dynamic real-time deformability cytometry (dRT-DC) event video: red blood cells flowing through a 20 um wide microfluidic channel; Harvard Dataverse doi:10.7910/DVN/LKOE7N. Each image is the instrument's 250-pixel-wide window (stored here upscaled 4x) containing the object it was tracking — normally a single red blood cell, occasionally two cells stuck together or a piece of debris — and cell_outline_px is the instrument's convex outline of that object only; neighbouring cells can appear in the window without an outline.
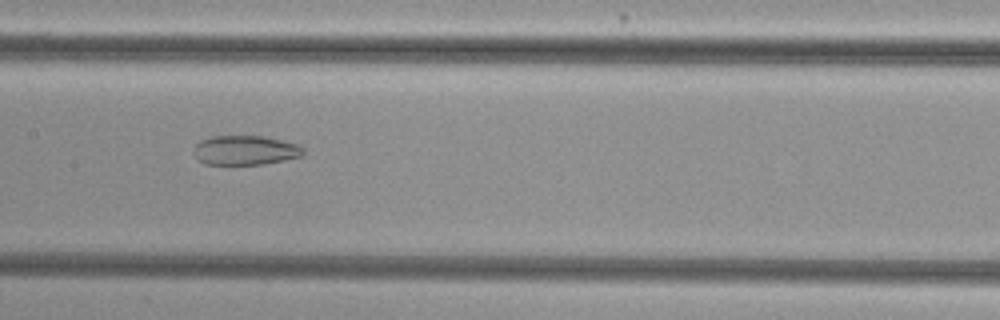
{"species": "common noctule bat (a hibernating species)", "species_latin": "Nyctalus noctula", "temperature_condition": "cold", "stored_images_in_passage": 40, "camera_frame_rate_fps": 3000, "um_per_image_px": 0.085, "animal": {"sex": "female", "body_mass_g": 29.2, "forearm_length_mm": 56.3}, "frame": {"image": 1, "passage_image": 13, "time_ms": 4.0, "image_size_px": [1000, 320], "cell_outline_px": [[304, 152], [300, 156], [284, 160], [260, 164], [204, 164], [196, 160], [196, 144], [200, 140], [212, 136], [264, 136], [300, 144], [304, 148]], "centroid_in_image_um": [20.86, 12.76], "position_along_channel_um": 186.5, "area_um2": 18.73}}
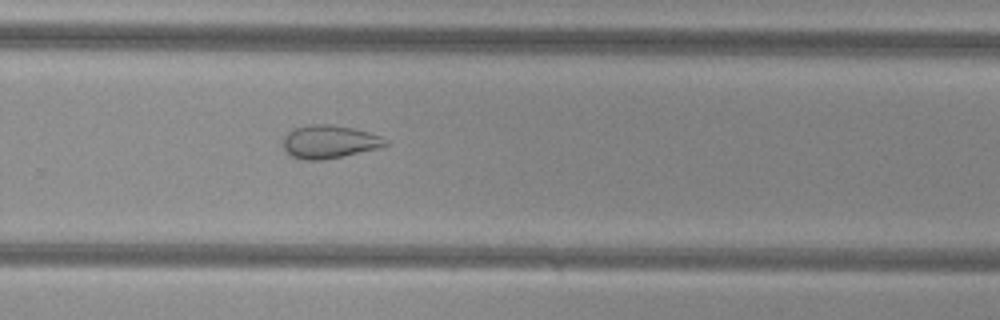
{"frame": {"image": 2, "passage_image": 22, "time_ms": 7.0, "image_size_px": [1000, 320], "cell_outline_px": [[388, 144], [380, 148], [344, 156], [324, 160], [304, 160], [292, 156], [284, 148], [284, 136], [288, 132], [296, 128], [312, 124], [328, 124], [352, 128], [368, 132], [380, 136], [388, 140]], "centroid_in_image_um": [28.02, 12.06], "position_along_channel_um": 301.8, "area_um2": 19.65}}
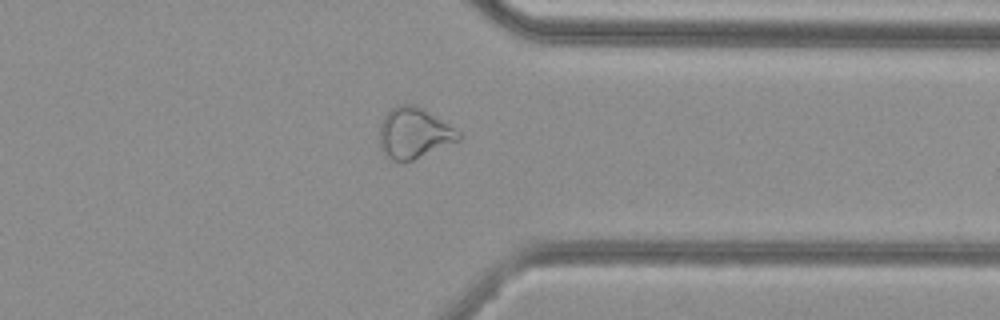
{"frame": {"image": 3, "passage_image": 28, "time_ms": 9.0, "image_size_px": [1000, 320], "cell_outline_px": [[464, 136], [460, 140], [412, 160], [392, 160], [380, 148], [380, 124], [384, 116], [392, 108], [400, 104], [412, 104], [420, 108], [460, 132]], "centroid_in_image_um": [35.18, 11.32], "position_along_channel_um": 376.2, "area_um2": 22.72}}